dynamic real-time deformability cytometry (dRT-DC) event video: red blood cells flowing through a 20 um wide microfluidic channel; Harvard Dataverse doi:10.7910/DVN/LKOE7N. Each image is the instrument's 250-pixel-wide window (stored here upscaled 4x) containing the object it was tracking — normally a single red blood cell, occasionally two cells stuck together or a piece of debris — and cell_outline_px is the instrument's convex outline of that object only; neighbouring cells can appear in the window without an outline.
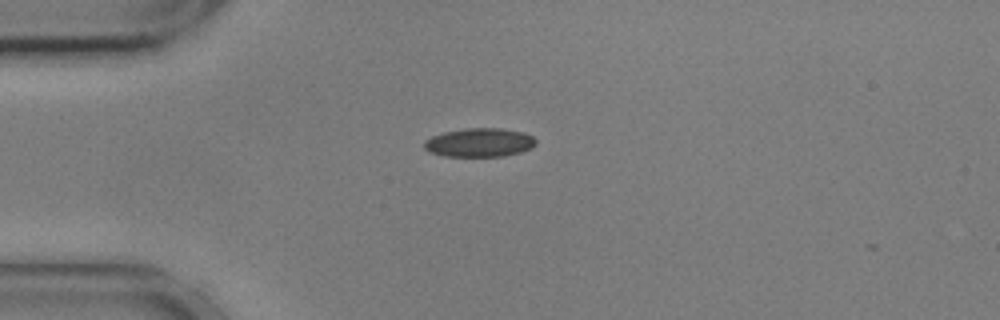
{"species": "common noctule bat (a hibernating species)", "species_latin": "Nyctalus noctula", "temperature_condition": "cold", "stored_images_in_passage": 4, "camera_frame_rate_fps": 3000, "um_per_image_px": 0.085, "animal": {"sex": "male", "body_mass_g": 17.9, "forearm_length_mm": 54.2}, "frame": {"image": 1, "passage_image": 1, "time_ms": 0.0, "image_size_px": [1000, 320], "cell_outline_px": [[536, 144], [532, 148], [520, 152], [504, 156], [444, 156], [428, 152], [424, 148], [424, 140], [432, 136], [444, 132], [464, 128], [500, 128], [524, 132], [532, 136], [536, 140]], "centroid_in_image_um": [40.75, 12.11], "position_along_channel_um": 44.3, "area_um2": 18.84}}